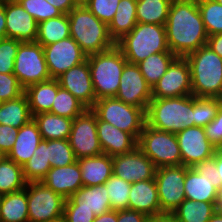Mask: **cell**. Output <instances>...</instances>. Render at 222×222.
Wrapping results in <instances>:
<instances>
[{
  "label": "cell",
  "instance_id": "cell-1",
  "mask_svg": "<svg viewBox=\"0 0 222 222\" xmlns=\"http://www.w3.org/2000/svg\"><path fill=\"white\" fill-rule=\"evenodd\" d=\"M167 45L177 57H186L206 45L208 35L197 0H174L165 23Z\"/></svg>",
  "mask_w": 222,
  "mask_h": 222
},
{
  "label": "cell",
  "instance_id": "cell-2",
  "mask_svg": "<svg viewBox=\"0 0 222 222\" xmlns=\"http://www.w3.org/2000/svg\"><path fill=\"white\" fill-rule=\"evenodd\" d=\"M145 116L146 125L173 134L194 127L193 95L152 98Z\"/></svg>",
  "mask_w": 222,
  "mask_h": 222
},
{
  "label": "cell",
  "instance_id": "cell-3",
  "mask_svg": "<svg viewBox=\"0 0 222 222\" xmlns=\"http://www.w3.org/2000/svg\"><path fill=\"white\" fill-rule=\"evenodd\" d=\"M68 18L70 37L87 56L104 52L116 45L110 37L108 25L91 13L82 2L68 13Z\"/></svg>",
  "mask_w": 222,
  "mask_h": 222
},
{
  "label": "cell",
  "instance_id": "cell-4",
  "mask_svg": "<svg viewBox=\"0 0 222 222\" xmlns=\"http://www.w3.org/2000/svg\"><path fill=\"white\" fill-rule=\"evenodd\" d=\"M192 95L222 99V58L207 45L187 55Z\"/></svg>",
  "mask_w": 222,
  "mask_h": 222
},
{
  "label": "cell",
  "instance_id": "cell-5",
  "mask_svg": "<svg viewBox=\"0 0 222 222\" xmlns=\"http://www.w3.org/2000/svg\"><path fill=\"white\" fill-rule=\"evenodd\" d=\"M116 46L131 64H138L151 54L171 52L167 45L165 25L151 23H137L116 42Z\"/></svg>",
  "mask_w": 222,
  "mask_h": 222
},
{
  "label": "cell",
  "instance_id": "cell-6",
  "mask_svg": "<svg viewBox=\"0 0 222 222\" xmlns=\"http://www.w3.org/2000/svg\"><path fill=\"white\" fill-rule=\"evenodd\" d=\"M87 60L96 100L115 97L127 63L122 51L115 45L104 52L87 56Z\"/></svg>",
  "mask_w": 222,
  "mask_h": 222
},
{
  "label": "cell",
  "instance_id": "cell-7",
  "mask_svg": "<svg viewBox=\"0 0 222 222\" xmlns=\"http://www.w3.org/2000/svg\"><path fill=\"white\" fill-rule=\"evenodd\" d=\"M137 147L156 168L181 166L182 156L176 134L144 125Z\"/></svg>",
  "mask_w": 222,
  "mask_h": 222
},
{
  "label": "cell",
  "instance_id": "cell-8",
  "mask_svg": "<svg viewBox=\"0 0 222 222\" xmlns=\"http://www.w3.org/2000/svg\"><path fill=\"white\" fill-rule=\"evenodd\" d=\"M91 110L99 120L132 134L137 140L146 124L145 111L142 108L126 104L116 97L96 100Z\"/></svg>",
  "mask_w": 222,
  "mask_h": 222
},
{
  "label": "cell",
  "instance_id": "cell-9",
  "mask_svg": "<svg viewBox=\"0 0 222 222\" xmlns=\"http://www.w3.org/2000/svg\"><path fill=\"white\" fill-rule=\"evenodd\" d=\"M29 222H55L63 219L65 198L42 181L26 184Z\"/></svg>",
  "mask_w": 222,
  "mask_h": 222
},
{
  "label": "cell",
  "instance_id": "cell-10",
  "mask_svg": "<svg viewBox=\"0 0 222 222\" xmlns=\"http://www.w3.org/2000/svg\"><path fill=\"white\" fill-rule=\"evenodd\" d=\"M13 74L24 89L50 80L43 46L37 42H21L14 60Z\"/></svg>",
  "mask_w": 222,
  "mask_h": 222
},
{
  "label": "cell",
  "instance_id": "cell-11",
  "mask_svg": "<svg viewBox=\"0 0 222 222\" xmlns=\"http://www.w3.org/2000/svg\"><path fill=\"white\" fill-rule=\"evenodd\" d=\"M185 176L186 166L183 165L156 169L154 179L158 190L161 215H171L186 199Z\"/></svg>",
  "mask_w": 222,
  "mask_h": 222
},
{
  "label": "cell",
  "instance_id": "cell-12",
  "mask_svg": "<svg viewBox=\"0 0 222 222\" xmlns=\"http://www.w3.org/2000/svg\"><path fill=\"white\" fill-rule=\"evenodd\" d=\"M68 141L77 160L103 154L97 135V116L91 108L73 119Z\"/></svg>",
  "mask_w": 222,
  "mask_h": 222
},
{
  "label": "cell",
  "instance_id": "cell-13",
  "mask_svg": "<svg viewBox=\"0 0 222 222\" xmlns=\"http://www.w3.org/2000/svg\"><path fill=\"white\" fill-rule=\"evenodd\" d=\"M192 95L191 71L185 57H176L152 88V98Z\"/></svg>",
  "mask_w": 222,
  "mask_h": 222
},
{
  "label": "cell",
  "instance_id": "cell-14",
  "mask_svg": "<svg viewBox=\"0 0 222 222\" xmlns=\"http://www.w3.org/2000/svg\"><path fill=\"white\" fill-rule=\"evenodd\" d=\"M115 97L146 112L152 99V88L146 82L137 64L128 62L125 64Z\"/></svg>",
  "mask_w": 222,
  "mask_h": 222
},
{
  "label": "cell",
  "instance_id": "cell-15",
  "mask_svg": "<svg viewBox=\"0 0 222 222\" xmlns=\"http://www.w3.org/2000/svg\"><path fill=\"white\" fill-rule=\"evenodd\" d=\"M43 50L49 75L53 79L87 59V55L72 37L43 46Z\"/></svg>",
  "mask_w": 222,
  "mask_h": 222
},
{
  "label": "cell",
  "instance_id": "cell-16",
  "mask_svg": "<svg viewBox=\"0 0 222 222\" xmlns=\"http://www.w3.org/2000/svg\"><path fill=\"white\" fill-rule=\"evenodd\" d=\"M113 175L132 184L155 178L156 166L137 147L127 154L112 156Z\"/></svg>",
  "mask_w": 222,
  "mask_h": 222
},
{
  "label": "cell",
  "instance_id": "cell-17",
  "mask_svg": "<svg viewBox=\"0 0 222 222\" xmlns=\"http://www.w3.org/2000/svg\"><path fill=\"white\" fill-rule=\"evenodd\" d=\"M176 136L183 166L194 167L201 161L213 158L217 150L207 139L203 127H189L177 133Z\"/></svg>",
  "mask_w": 222,
  "mask_h": 222
},
{
  "label": "cell",
  "instance_id": "cell-18",
  "mask_svg": "<svg viewBox=\"0 0 222 222\" xmlns=\"http://www.w3.org/2000/svg\"><path fill=\"white\" fill-rule=\"evenodd\" d=\"M4 12L6 18L5 38L21 42H35L38 23L17 0L5 1Z\"/></svg>",
  "mask_w": 222,
  "mask_h": 222
},
{
  "label": "cell",
  "instance_id": "cell-19",
  "mask_svg": "<svg viewBox=\"0 0 222 222\" xmlns=\"http://www.w3.org/2000/svg\"><path fill=\"white\" fill-rule=\"evenodd\" d=\"M56 79L63 89L68 90L87 108H91L95 104L96 95L87 59L73 66Z\"/></svg>",
  "mask_w": 222,
  "mask_h": 222
},
{
  "label": "cell",
  "instance_id": "cell-20",
  "mask_svg": "<svg viewBox=\"0 0 222 222\" xmlns=\"http://www.w3.org/2000/svg\"><path fill=\"white\" fill-rule=\"evenodd\" d=\"M97 135L104 154H127L137 148L138 140L130 133L97 118Z\"/></svg>",
  "mask_w": 222,
  "mask_h": 222
},
{
  "label": "cell",
  "instance_id": "cell-21",
  "mask_svg": "<svg viewBox=\"0 0 222 222\" xmlns=\"http://www.w3.org/2000/svg\"><path fill=\"white\" fill-rule=\"evenodd\" d=\"M42 183L63 198L68 199L83 186L78 161L68 166L51 168Z\"/></svg>",
  "mask_w": 222,
  "mask_h": 222
},
{
  "label": "cell",
  "instance_id": "cell-22",
  "mask_svg": "<svg viewBox=\"0 0 222 222\" xmlns=\"http://www.w3.org/2000/svg\"><path fill=\"white\" fill-rule=\"evenodd\" d=\"M128 198V209L141 212L148 217L161 215L155 179L132 183Z\"/></svg>",
  "mask_w": 222,
  "mask_h": 222
},
{
  "label": "cell",
  "instance_id": "cell-23",
  "mask_svg": "<svg viewBox=\"0 0 222 222\" xmlns=\"http://www.w3.org/2000/svg\"><path fill=\"white\" fill-rule=\"evenodd\" d=\"M64 206H78V209L93 211L98 216L111 210L110 200L105 184L82 186L68 199Z\"/></svg>",
  "mask_w": 222,
  "mask_h": 222
},
{
  "label": "cell",
  "instance_id": "cell-24",
  "mask_svg": "<svg viewBox=\"0 0 222 222\" xmlns=\"http://www.w3.org/2000/svg\"><path fill=\"white\" fill-rule=\"evenodd\" d=\"M42 139L36 122L34 119H31L19 128L16 141L6 157L23 166L33 156Z\"/></svg>",
  "mask_w": 222,
  "mask_h": 222
},
{
  "label": "cell",
  "instance_id": "cell-25",
  "mask_svg": "<svg viewBox=\"0 0 222 222\" xmlns=\"http://www.w3.org/2000/svg\"><path fill=\"white\" fill-rule=\"evenodd\" d=\"M81 169L83 186L104 184L113 175L112 156L101 154L77 160Z\"/></svg>",
  "mask_w": 222,
  "mask_h": 222
},
{
  "label": "cell",
  "instance_id": "cell-26",
  "mask_svg": "<svg viewBox=\"0 0 222 222\" xmlns=\"http://www.w3.org/2000/svg\"><path fill=\"white\" fill-rule=\"evenodd\" d=\"M60 87L57 79L32 84L24 89L32 116L51 111L52 103Z\"/></svg>",
  "mask_w": 222,
  "mask_h": 222
},
{
  "label": "cell",
  "instance_id": "cell-27",
  "mask_svg": "<svg viewBox=\"0 0 222 222\" xmlns=\"http://www.w3.org/2000/svg\"><path fill=\"white\" fill-rule=\"evenodd\" d=\"M44 140L68 139L73 119L52 114L40 113L33 116Z\"/></svg>",
  "mask_w": 222,
  "mask_h": 222
},
{
  "label": "cell",
  "instance_id": "cell-28",
  "mask_svg": "<svg viewBox=\"0 0 222 222\" xmlns=\"http://www.w3.org/2000/svg\"><path fill=\"white\" fill-rule=\"evenodd\" d=\"M184 192L186 199L192 201H216L217 189L210 180L199 174L193 167H186Z\"/></svg>",
  "mask_w": 222,
  "mask_h": 222
},
{
  "label": "cell",
  "instance_id": "cell-29",
  "mask_svg": "<svg viewBox=\"0 0 222 222\" xmlns=\"http://www.w3.org/2000/svg\"><path fill=\"white\" fill-rule=\"evenodd\" d=\"M137 0H121L113 20L108 25L110 37L116 43L137 24Z\"/></svg>",
  "mask_w": 222,
  "mask_h": 222
},
{
  "label": "cell",
  "instance_id": "cell-30",
  "mask_svg": "<svg viewBox=\"0 0 222 222\" xmlns=\"http://www.w3.org/2000/svg\"><path fill=\"white\" fill-rule=\"evenodd\" d=\"M26 186L24 189L4 194L0 207V222H29Z\"/></svg>",
  "mask_w": 222,
  "mask_h": 222
},
{
  "label": "cell",
  "instance_id": "cell-31",
  "mask_svg": "<svg viewBox=\"0 0 222 222\" xmlns=\"http://www.w3.org/2000/svg\"><path fill=\"white\" fill-rule=\"evenodd\" d=\"M31 119L33 116L25 94L14 100L3 101L0 105V125L19 129Z\"/></svg>",
  "mask_w": 222,
  "mask_h": 222
},
{
  "label": "cell",
  "instance_id": "cell-32",
  "mask_svg": "<svg viewBox=\"0 0 222 222\" xmlns=\"http://www.w3.org/2000/svg\"><path fill=\"white\" fill-rule=\"evenodd\" d=\"M68 37H70L68 14H62L38 23L35 42L47 46Z\"/></svg>",
  "mask_w": 222,
  "mask_h": 222
},
{
  "label": "cell",
  "instance_id": "cell-33",
  "mask_svg": "<svg viewBox=\"0 0 222 222\" xmlns=\"http://www.w3.org/2000/svg\"><path fill=\"white\" fill-rule=\"evenodd\" d=\"M215 211V202L185 199L171 215L177 222H208Z\"/></svg>",
  "mask_w": 222,
  "mask_h": 222
},
{
  "label": "cell",
  "instance_id": "cell-34",
  "mask_svg": "<svg viewBox=\"0 0 222 222\" xmlns=\"http://www.w3.org/2000/svg\"><path fill=\"white\" fill-rule=\"evenodd\" d=\"M172 0H137V23L165 25Z\"/></svg>",
  "mask_w": 222,
  "mask_h": 222
},
{
  "label": "cell",
  "instance_id": "cell-35",
  "mask_svg": "<svg viewBox=\"0 0 222 222\" xmlns=\"http://www.w3.org/2000/svg\"><path fill=\"white\" fill-rule=\"evenodd\" d=\"M177 56L172 52L155 53L137 65L146 82L153 88Z\"/></svg>",
  "mask_w": 222,
  "mask_h": 222
},
{
  "label": "cell",
  "instance_id": "cell-36",
  "mask_svg": "<svg viewBox=\"0 0 222 222\" xmlns=\"http://www.w3.org/2000/svg\"><path fill=\"white\" fill-rule=\"evenodd\" d=\"M23 176L27 183L42 181L51 169L47 160V140L42 139L33 156L22 166Z\"/></svg>",
  "mask_w": 222,
  "mask_h": 222
},
{
  "label": "cell",
  "instance_id": "cell-37",
  "mask_svg": "<svg viewBox=\"0 0 222 222\" xmlns=\"http://www.w3.org/2000/svg\"><path fill=\"white\" fill-rule=\"evenodd\" d=\"M26 184L22 166L7 157L0 161V193L2 195L22 190Z\"/></svg>",
  "mask_w": 222,
  "mask_h": 222
},
{
  "label": "cell",
  "instance_id": "cell-38",
  "mask_svg": "<svg viewBox=\"0 0 222 222\" xmlns=\"http://www.w3.org/2000/svg\"><path fill=\"white\" fill-rule=\"evenodd\" d=\"M86 109L87 107L81 101L60 86L52 103L50 113L74 119Z\"/></svg>",
  "mask_w": 222,
  "mask_h": 222
},
{
  "label": "cell",
  "instance_id": "cell-39",
  "mask_svg": "<svg viewBox=\"0 0 222 222\" xmlns=\"http://www.w3.org/2000/svg\"><path fill=\"white\" fill-rule=\"evenodd\" d=\"M208 36L222 33V5L216 0H197Z\"/></svg>",
  "mask_w": 222,
  "mask_h": 222
},
{
  "label": "cell",
  "instance_id": "cell-40",
  "mask_svg": "<svg viewBox=\"0 0 222 222\" xmlns=\"http://www.w3.org/2000/svg\"><path fill=\"white\" fill-rule=\"evenodd\" d=\"M47 160L51 168L68 166L77 161L68 139L47 140Z\"/></svg>",
  "mask_w": 222,
  "mask_h": 222
},
{
  "label": "cell",
  "instance_id": "cell-41",
  "mask_svg": "<svg viewBox=\"0 0 222 222\" xmlns=\"http://www.w3.org/2000/svg\"><path fill=\"white\" fill-rule=\"evenodd\" d=\"M104 184L107 188L111 210L128 209L131 184L115 175H112Z\"/></svg>",
  "mask_w": 222,
  "mask_h": 222
},
{
  "label": "cell",
  "instance_id": "cell-42",
  "mask_svg": "<svg viewBox=\"0 0 222 222\" xmlns=\"http://www.w3.org/2000/svg\"><path fill=\"white\" fill-rule=\"evenodd\" d=\"M221 103L222 99L220 98L193 96L195 126H207L216 117Z\"/></svg>",
  "mask_w": 222,
  "mask_h": 222
},
{
  "label": "cell",
  "instance_id": "cell-43",
  "mask_svg": "<svg viewBox=\"0 0 222 222\" xmlns=\"http://www.w3.org/2000/svg\"><path fill=\"white\" fill-rule=\"evenodd\" d=\"M17 2L36 20L37 23L50 18L59 17L63 14L45 0H17Z\"/></svg>",
  "mask_w": 222,
  "mask_h": 222
},
{
  "label": "cell",
  "instance_id": "cell-44",
  "mask_svg": "<svg viewBox=\"0 0 222 222\" xmlns=\"http://www.w3.org/2000/svg\"><path fill=\"white\" fill-rule=\"evenodd\" d=\"M120 1L121 0H82V3L99 20L109 25L114 18Z\"/></svg>",
  "mask_w": 222,
  "mask_h": 222
},
{
  "label": "cell",
  "instance_id": "cell-45",
  "mask_svg": "<svg viewBox=\"0 0 222 222\" xmlns=\"http://www.w3.org/2000/svg\"><path fill=\"white\" fill-rule=\"evenodd\" d=\"M21 41L12 38L0 39V73H13L14 60Z\"/></svg>",
  "mask_w": 222,
  "mask_h": 222
},
{
  "label": "cell",
  "instance_id": "cell-46",
  "mask_svg": "<svg viewBox=\"0 0 222 222\" xmlns=\"http://www.w3.org/2000/svg\"><path fill=\"white\" fill-rule=\"evenodd\" d=\"M23 94L24 88L13 73H0V99L2 101L14 100Z\"/></svg>",
  "mask_w": 222,
  "mask_h": 222
},
{
  "label": "cell",
  "instance_id": "cell-47",
  "mask_svg": "<svg viewBox=\"0 0 222 222\" xmlns=\"http://www.w3.org/2000/svg\"><path fill=\"white\" fill-rule=\"evenodd\" d=\"M203 128L209 142L215 146L216 149H222V103L217 111L216 117Z\"/></svg>",
  "mask_w": 222,
  "mask_h": 222
},
{
  "label": "cell",
  "instance_id": "cell-48",
  "mask_svg": "<svg viewBox=\"0 0 222 222\" xmlns=\"http://www.w3.org/2000/svg\"><path fill=\"white\" fill-rule=\"evenodd\" d=\"M199 174L210 180L213 186L219 190L222 187V181L218 175L216 161L213 158L201 161L193 167Z\"/></svg>",
  "mask_w": 222,
  "mask_h": 222
},
{
  "label": "cell",
  "instance_id": "cell-49",
  "mask_svg": "<svg viewBox=\"0 0 222 222\" xmlns=\"http://www.w3.org/2000/svg\"><path fill=\"white\" fill-rule=\"evenodd\" d=\"M93 211L78 209V206H64L63 222H94Z\"/></svg>",
  "mask_w": 222,
  "mask_h": 222
},
{
  "label": "cell",
  "instance_id": "cell-50",
  "mask_svg": "<svg viewBox=\"0 0 222 222\" xmlns=\"http://www.w3.org/2000/svg\"><path fill=\"white\" fill-rule=\"evenodd\" d=\"M19 129L9 126L0 125V149L7 155L12 149Z\"/></svg>",
  "mask_w": 222,
  "mask_h": 222
},
{
  "label": "cell",
  "instance_id": "cell-51",
  "mask_svg": "<svg viewBox=\"0 0 222 222\" xmlns=\"http://www.w3.org/2000/svg\"><path fill=\"white\" fill-rule=\"evenodd\" d=\"M148 218L145 214L131 209L117 211V222H146Z\"/></svg>",
  "mask_w": 222,
  "mask_h": 222
},
{
  "label": "cell",
  "instance_id": "cell-52",
  "mask_svg": "<svg viewBox=\"0 0 222 222\" xmlns=\"http://www.w3.org/2000/svg\"><path fill=\"white\" fill-rule=\"evenodd\" d=\"M53 7H56L63 14H68L73 8H75L80 1L79 0H45Z\"/></svg>",
  "mask_w": 222,
  "mask_h": 222
},
{
  "label": "cell",
  "instance_id": "cell-53",
  "mask_svg": "<svg viewBox=\"0 0 222 222\" xmlns=\"http://www.w3.org/2000/svg\"><path fill=\"white\" fill-rule=\"evenodd\" d=\"M206 45L222 58V33L208 36Z\"/></svg>",
  "mask_w": 222,
  "mask_h": 222
},
{
  "label": "cell",
  "instance_id": "cell-54",
  "mask_svg": "<svg viewBox=\"0 0 222 222\" xmlns=\"http://www.w3.org/2000/svg\"><path fill=\"white\" fill-rule=\"evenodd\" d=\"M94 222H117V211L110 210L109 212L98 215Z\"/></svg>",
  "mask_w": 222,
  "mask_h": 222
},
{
  "label": "cell",
  "instance_id": "cell-55",
  "mask_svg": "<svg viewBox=\"0 0 222 222\" xmlns=\"http://www.w3.org/2000/svg\"><path fill=\"white\" fill-rule=\"evenodd\" d=\"M6 18L4 12V2L0 3V38H5Z\"/></svg>",
  "mask_w": 222,
  "mask_h": 222
},
{
  "label": "cell",
  "instance_id": "cell-56",
  "mask_svg": "<svg viewBox=\"0 0 222 222\" xmlns=\"http://www.w3.org/2000/svg\"><path fill=\"white\" fill-rule=\"evenodd\" d=\"M146 222H177L172 215L163 214L160 216L149 217Z\"/></svg>",
  "mask_w": 222,
  "mask_h": 222
},
{
  "label": "cell",
  "instance_id": "cell-57",
  "mask_svg": "<svg viewBox=\"0 0 222 222\" xmlns=\"http://www.w3.org/2000/svg\"><path fill=\"white\" fill-rule=\"evenodd\" d=\"M213 159L216 161V168L218 169V175L222 181V149L216 150Z\"/></svg>",
  "mask_w": 222,
  "mask_h": 222
},
{
  "label": "cell",
  "instance_id": "cell-58",
  "mask_svg": "<svg viewBox=\"0 0 222 222\" xmlns=\"http://www.w3.org/2000/svg\"><path fill=\"white\" fill-rule=\"evenodd\" d=\"M215 210L222 212V187L217 190V196L215 201Z\"/></svg>",
  "mask_w": 222,
  "mask_h": 222
},
{
  "label": "cell",
  "instance_id": "cell-59",
  "mask_svg": "<svg viewBox=\"0 0 222 222\" xmlns=\"http://www.w3.org/2000/svg\"><path fill=\"white\" fill-rule=\"evenodd\" d=\"M208 222H222V212L215 211Z\"/></svg>",
  "mask_w": 222,
  "mask_h": 222
},
{
  "label": "cell",
  "instance_id": "cell-60",
  "mask_svg": "<svg viewBox=\"0 0 222 222\" xmlns=\"http://www.w3.org/2000/svg\"><path fill=\"white\" fill-rule=\"evenodd\" d=\"M6 157L5 153L0 149V161Z\"/></svg>",
  "mask_w": 222,
  "mask_h": 222
},
{
  "label": "cell",
  "instance_id": "cell-61",
  "mask_svg": "<svg viewBox=\"0 0 222 222\" xmlns=\"http://www.w3.org/2000/svg\"><path fill=\"white\" fill-rule=\"evenodd\" d=\"M2 196L3 195L0 193V207H1Z\"/></svg>",
  "mask_w": 222,
  "mask_h": 222
},
{
  "label": "cell",
  "instance_id": "cell-62",
  "mask_svg": "<svg viewBox=\"0 0 222 222\" xmlns=\"http://www.w3.org/2000/svg\"><path fill=\"white\" fill-rule=\"evenodd\" d=\"M219 4L222 5V0H216Z\"/></svg>",
  "mask_w": 222,
  "mask_h": 222
}]
</instances>
